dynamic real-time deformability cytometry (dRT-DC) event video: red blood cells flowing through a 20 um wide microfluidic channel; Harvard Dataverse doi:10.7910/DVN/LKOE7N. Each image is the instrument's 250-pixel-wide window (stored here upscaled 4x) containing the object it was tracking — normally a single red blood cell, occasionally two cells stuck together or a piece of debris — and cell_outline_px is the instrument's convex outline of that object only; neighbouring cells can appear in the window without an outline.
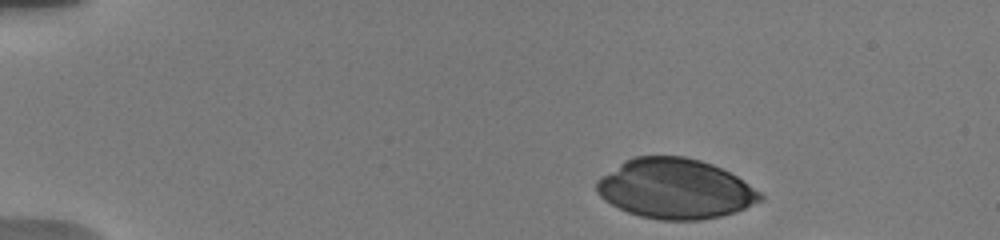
{"species": "human", "species_latin": "Homo sapiens", "temperature_condition": "warm", "stored_images_in_passage": 50, "camera_frame_rate_fps": 3000, "um_per_image_px": 0.085, "donor": {"sex": "male"}, "frame": {"image": 1, "passage_image": 1, "time_ms": 0.0, "image_size_px": [1000, 240], "cell_outline_px": [[764, 200], [736, 212], [720, 216], [700, 220], [660, 220], [640, 216], [628, 212], [604, 200], [596, 192], [596, 180], [624, 160], [632, 156], [684, 156], [700, 160], [712, 164], [736, 176], [760, 192], [764, 196]], "centroid_in_image_um": [57.38, 16.04], "position_along_channel_um": 27.6, "area_um2": 57.16}}